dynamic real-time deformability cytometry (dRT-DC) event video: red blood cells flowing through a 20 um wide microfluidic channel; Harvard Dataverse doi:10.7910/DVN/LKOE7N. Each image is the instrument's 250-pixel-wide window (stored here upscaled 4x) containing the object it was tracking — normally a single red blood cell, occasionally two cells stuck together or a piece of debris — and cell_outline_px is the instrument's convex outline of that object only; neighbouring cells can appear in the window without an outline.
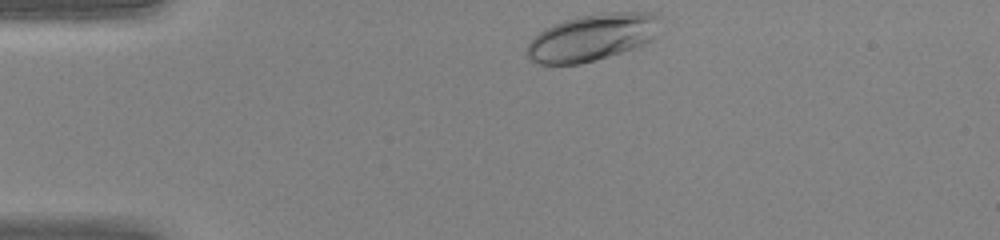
{"species": "human", "species_latin": "Homo sapiens", "temperature_condition": "warm", "stored_images_in_passage": 29, "camera_frame_rate_fps": 3000, "um_per_image_px": 0.085, "donor": {"sex": "female"}, "frame": {"image": 1, "passage_image": 1, "time_ms": 0.0, "image_size_px": [1000, 240], "cell_outline_px": [[660, 16], [652, 40], [644, 44], [608, 56], [580, 64], [536, 64], [528, 60], [528, 44], [544, 28], [552, 24], [576, 16], [600, 12], [656, 12]], "centroid_in_image_um": [50.31, 3.16], "position_along_channel_um": 34.7, "area_um2": 36.3}}
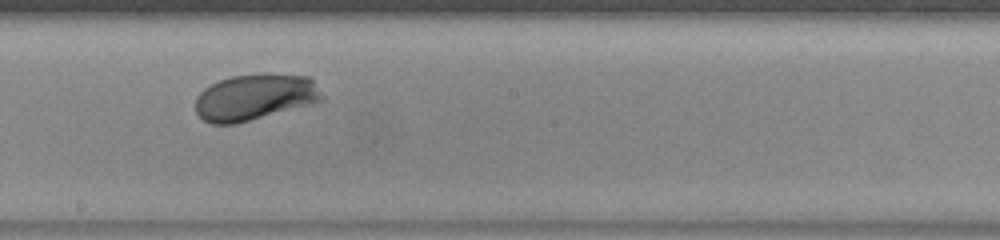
{"frame": {"image": 2, "passage_image": 17, "time_ms": 5.333, "image_size_px": [1000, 240], "cell_outline_px": [[324, 100], [312, 104], [236, 124], [212, 124], [204, 120], [196, 112], [196, 96], [204, 88], [220, 80], [232, 76], [264, 72], [268, 72], [312, 76], [324, 96]], "centroid_in_image_um": [21.72, 8.23], "position_along_channel_um": 226.5, "area_um2": 34.74}}
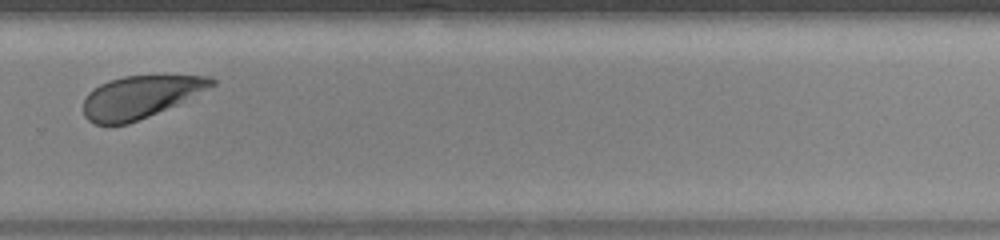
{"frame": {"image": 3, "passage_image": 23, "time_ms": 7.333, "image_size_px": [1000, 240], "cell_outline_px": [[216, 84], [176, 104], [148, 116], [128, 124], [96, 124], [88, 120], [84, 116], [84, 100], [88, 92], [100, 84], [124, 76], [208, 76], [216, 80]], "centroid_in_image_um": [11.88, 8.24], "position_along_channel_um": 317.9, "area_um2": 30.98}}